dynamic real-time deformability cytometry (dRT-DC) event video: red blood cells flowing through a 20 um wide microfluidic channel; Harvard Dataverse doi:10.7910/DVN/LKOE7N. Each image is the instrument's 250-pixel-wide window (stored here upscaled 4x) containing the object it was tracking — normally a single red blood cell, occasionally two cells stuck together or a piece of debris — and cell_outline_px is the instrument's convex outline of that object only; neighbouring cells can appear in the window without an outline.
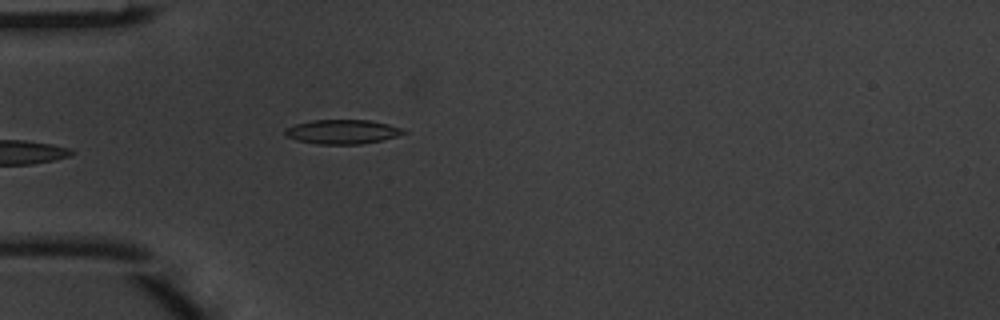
{"species": "common noctule bat (a hibernating species)", "species_latin": "Nyctalus noctula", "temperature_condition": "warm", "stored_images_in_passage": 5, "camera_frame_rate_fps": 3000, "um_per_image_px": 0.085, "animal": {"sex": "male", "body_mass_g": 20.1, "forearm_length_mm": 53.5}, "frame": {"image": 1, "passage_image": 5, "time_ms": 1.333, "image_size_px": [1000, 320], "cell_outline_px": [[408, 132], [396, 136], [380, 140], [360, 144], [316, 144], [296, 140], [284, 136], [284, 128], [296, 124], [312, 120], [368, 120], [388, 124], [400, 128]], "centroid_in_image_um": [29.03, 11.2], "position_along_channel_um": 56.0, "area_um2": 16.7}}